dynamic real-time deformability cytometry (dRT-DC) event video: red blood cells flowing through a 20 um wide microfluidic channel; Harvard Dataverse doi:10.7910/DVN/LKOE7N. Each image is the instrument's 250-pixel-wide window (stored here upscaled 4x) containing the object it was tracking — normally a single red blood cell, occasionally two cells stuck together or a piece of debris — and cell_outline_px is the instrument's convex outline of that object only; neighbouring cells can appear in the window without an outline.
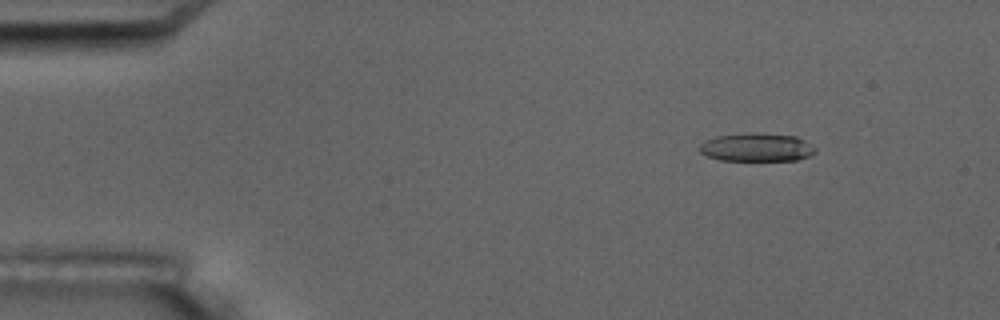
{"species": "common noctule bat (a hibernating species)", "species_latin": "Nyctalus noctula", "temperature_condition": "room temperature", "stored_images_in_passage": 5, "camera_frame_rate_fps": 3000, "um_per_image_px": 0.085, "animal": {"sex": "male", "body_mass_g": 17.5, "forearm_length_mm": 52.3}, "frame": {"image": 1, "passage_image": 3, "time_ms": 2.0, "image_size_px": [1000, 320], "cell_outline_px": [[816, 152], [808, 156], [796, 160], [720, 160], [708, 156], [700, 152], [700, 144], [716, 136], [748, 132], [752, 132], [796, 136], [804, 140], [816, 148]], "centroid_in_image_um": [64.33, 12.51], "position_along_channel_um": 20.7, "area_um2": 19.02}}